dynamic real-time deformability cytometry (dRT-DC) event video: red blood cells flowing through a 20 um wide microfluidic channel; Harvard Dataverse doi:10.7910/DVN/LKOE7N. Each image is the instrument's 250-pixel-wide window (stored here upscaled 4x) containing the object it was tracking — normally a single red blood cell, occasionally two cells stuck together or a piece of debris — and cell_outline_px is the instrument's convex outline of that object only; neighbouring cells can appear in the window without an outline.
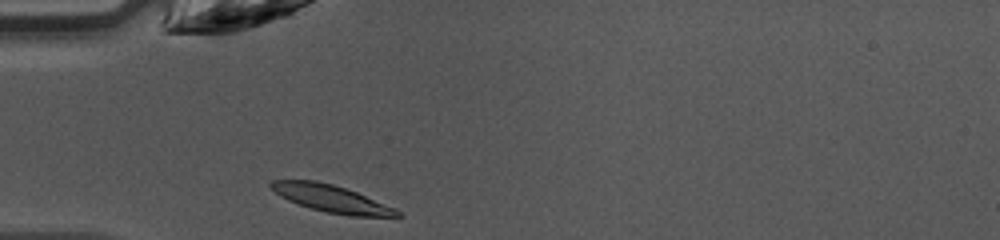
{"species": "common noctule bat (a hibernating species)", "species_latin": "Nyctalus noctula", "temperature_condition": "warm", "stored_images_in_passage": 34, "camera_frame_rate_fps": 3000, "um_per_image_px": 0.085, "animal": {"sex": "female", "body_mass_g": 10.0, "forearm_length_mm": 53.1}, "frame": {"image": 1, "passage_image": 1, "time_ms": 0.0, "image_size_px": [1000, 240], "cell_outline_px": [[404, 216], [348, 216], [328, 212], [312, 208], [288, 200], [276, 192], [268, 184], [272, 180], [316, 180], [332, 184], [356, 192], [396, 208]], "centroid_in_image_um": [28.19, 16.88], "position_along_channel_um": 56.8, "area_um2": 19.65}}
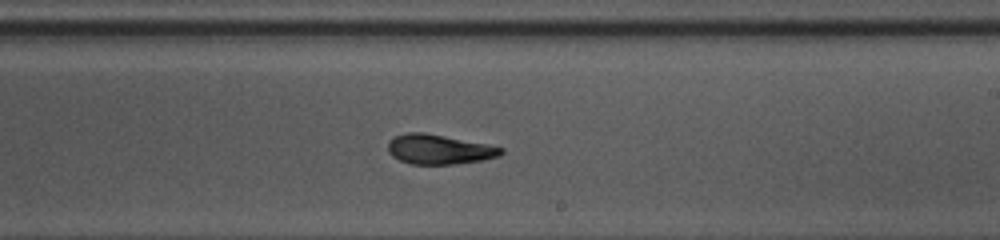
{"frame": {"image": 2, "passage_image": 15, "time_ms": 4.667, "image_size_px": [1000, 240], "cell_outline_px": [[504, 152], [500, 156], [484, 160], [452, 164], [412, 164], [400, 160], [392, 156], [388, 152], [388, 140], [396, 136], [408, 132], [424, 132], [488, 144], [504, 148]], "centroid_in_image_um": [37.34, 12.69], "position_along_channel_um": 251.7, "area_um2": 19.65}}
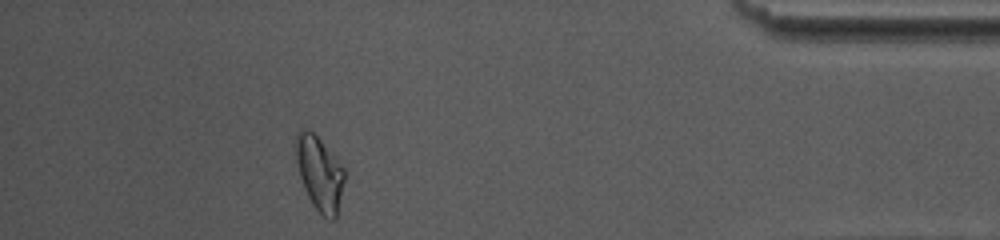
{"frame": {"image": 3, "passage_image": 29, "time_ms": 9.333, "image_size_px": [1000, 240], "cell_outline_px": [[344, 180], [336, 220], [328, 220], [312, 204], [304, 188], [300, 176], [296, 160], [296, 132], [300, 128], [304, 128], [312, 132], [336, 156], [344, 168]], "centroid_in_image_um": [27.17, 14.73], "position_along_channel_um": 408.0, "area_um2": 20.92}, "authors_computed_cell_mechanics": {"area_um2": 19.9121, "velocity_mm_per_s": 4.2877, "shape_relaxation_time_tau1_ms": 3.6544, "shape_relaxation_time_tau2_ms": null, "deformation_change_tau1": 0.1722, "deformation_change_tau2": null}}